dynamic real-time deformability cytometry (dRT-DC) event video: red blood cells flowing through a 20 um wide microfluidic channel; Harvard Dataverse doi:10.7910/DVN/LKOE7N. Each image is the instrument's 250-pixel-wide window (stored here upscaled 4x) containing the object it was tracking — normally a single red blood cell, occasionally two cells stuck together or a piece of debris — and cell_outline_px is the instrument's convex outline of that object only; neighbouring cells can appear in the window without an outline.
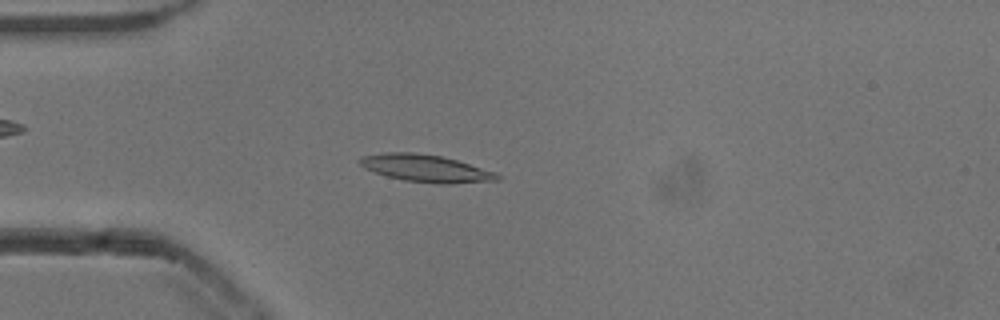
{"species": "common noctule bat (a hibernating species)", "species_latin": "Nyctalus noctula", "temperature_condition": "cold", "stored_images_in_passage": 53, "camera_frame_rate_fps": 3000, "um_per_image_px": 0.085, "animal": {"sex": "male", "body_mass_g": 13.3}, "frame": {"image": 1, "passage_image": 14, "time_ms": 4.333, "image_size_px": [1000, 320], "cell_outline_px": [[500, 180], [452, 184], [436, 184], [404, 180], [388, 176], [364, 168], [356, 160], [360, 156], [384, 152], [412, 152], [440, 156], [456, 160], [496, 172], [500, 176]], "centroid_in_image_um": [36.17, 14.31], "position_along_channel_um": 48.8, "area_um2": 21.91}}
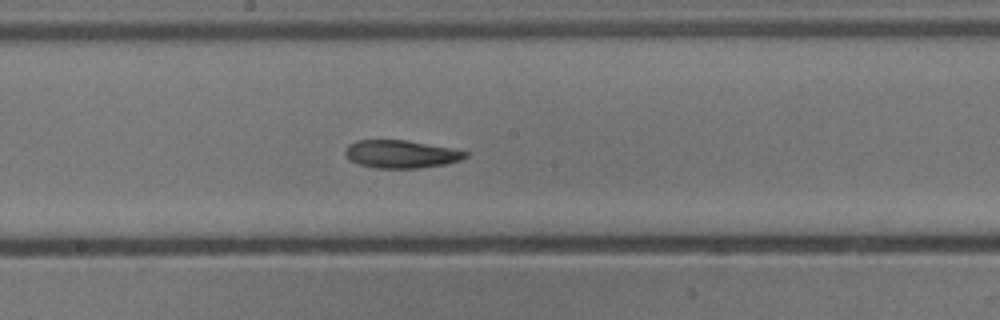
{"frame": {"image": 2, "passage_image": 28, "time_ms": 9.0, "image_size_px": [1000, 320], "cell_outline_px": [[468, 156], [460, 160], [444, 164], [420, 168], [376, 168], [360, 164], [348, 160], [344, 152], [348, 144], [356, 140], [408, 140], [452, 148], [468, 152]], "centroid_in_image_um": [34.07, 13.09], "position_along_channel_um": 214.1, "area_um2": 19.59}}
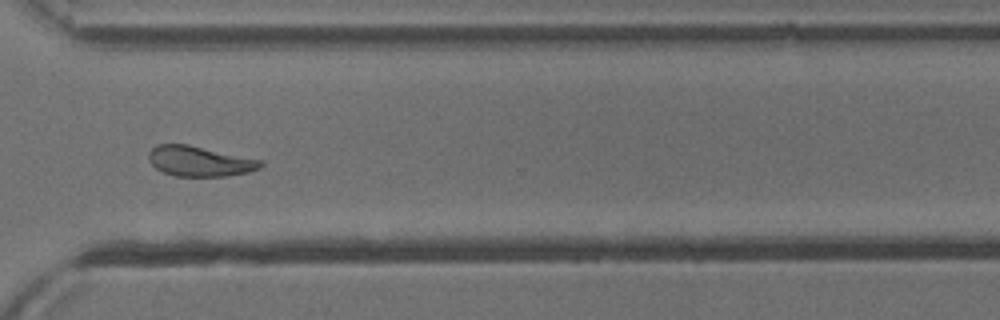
{"frame": {"image": 3, "passage_image": 39, "time_ms": 12.667, "image_size_px": [1000, 320], "cell_outline_px": [[264, 164], [260, 168], [248, 172], [228, 176], [176, 176], [164, 172], [156, 168], [148, 160], [148, 152], [156, 144], [188, 144], [264, 160]], "centroid_in_image_um": [16.99, 13.69], "position_along_channel_um": 353.6, "area_um2": 19.88}, "authors_computed_cell_mechanics": {"area_um2": 20.4612, "velocity_mm_per_s": 3.8125, "shape_relaxation_time_tau1_ms": null, "shape_relaxation_time_tau2_ms": 5.5996, "deformation_change_tau1": null, "deformation_change_tau2": 0.1354}}